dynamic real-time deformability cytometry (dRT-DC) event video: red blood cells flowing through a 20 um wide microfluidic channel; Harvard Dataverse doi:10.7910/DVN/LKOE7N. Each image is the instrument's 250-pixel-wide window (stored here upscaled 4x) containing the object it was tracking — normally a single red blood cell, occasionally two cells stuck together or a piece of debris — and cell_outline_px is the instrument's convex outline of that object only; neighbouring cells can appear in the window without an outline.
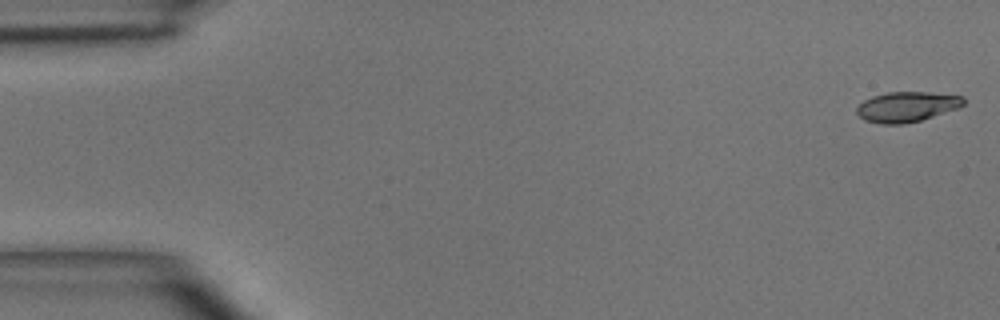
{"species": "common noctule bat (a hibernating species)", "species_latin": "Nyctalus noctula", "temperature_condition": "room temperature", "stored_images_in_passage": 5, "segment_of_instrument_passage": [1, 2], "camera_frame_rate_fps": 3000, "um_per_image_px": 0.085, "animal": {"sex": "male", "body_mass_g": 15.6}, "frame": {"image": 1, "passage_image": 1, "time_ms": 0.0, "image_size_px": [1000, 320], "cell_outline_px": [[964, 104], [960, 108], [920, 120], [904, 124], [880, 124], [864, 120], [856, 112], [856, 108], [864, 100], [872, 96], [888, 92], [928, 92], [964, 96]], "centroid_in_image_um": [77.09, 9.07], "position_along_channel_um": 7.9, "area_um2": 18.84}}
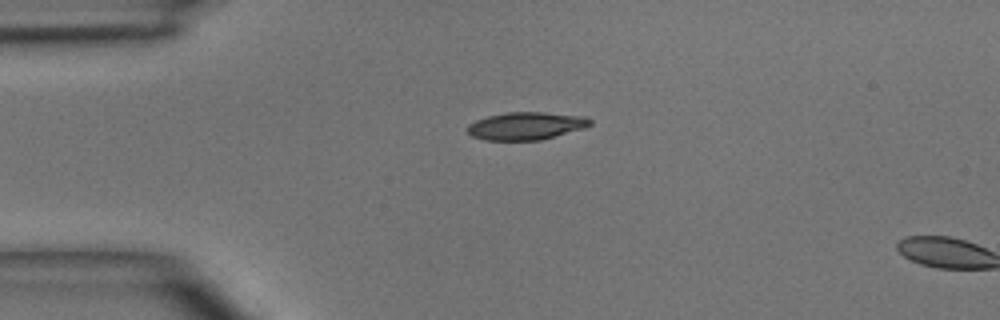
{"frame": {"image": 2, "passage_image": 4, "time_ms": 3.333, "image_size_px": [1000, 320], "cell_outline_px": [[592, 124], [584, 128], [540, 140], [484, 140], [472, 136], [464, 128], [468, 124], [476, 120], [488, 116], [508, 112], [544, 112], [584, 116], [592, 120]], "centroid_in_image_um": [44.69, 10.7], "position_along_channel_um": 40.3, "area_um2": 19.83}}